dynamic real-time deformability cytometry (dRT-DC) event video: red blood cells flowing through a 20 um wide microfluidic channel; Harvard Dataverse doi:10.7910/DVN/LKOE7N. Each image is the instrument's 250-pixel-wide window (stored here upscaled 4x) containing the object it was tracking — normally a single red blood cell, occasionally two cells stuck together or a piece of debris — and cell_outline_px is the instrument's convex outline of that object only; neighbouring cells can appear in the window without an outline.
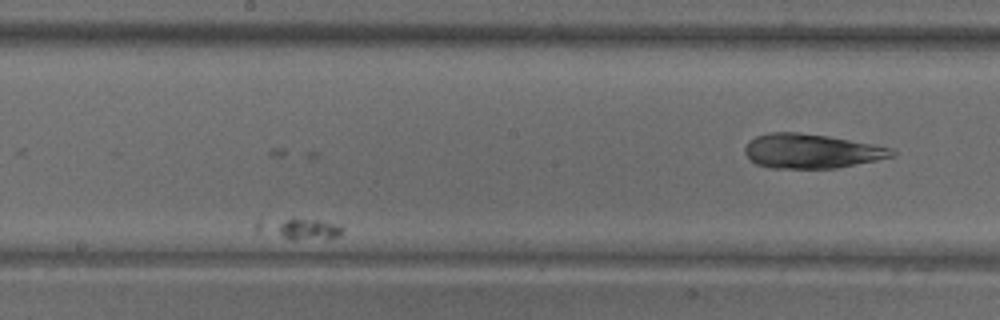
{"species": "common noctule bat (a hibernating species)", "species_latin": "Nyctalus noctula", "temperature_condition": "warm", "stored_images_in_passage": 52, "camera_frame_rate_fps": 3000, "um_per_image_px": 0.085, "animal": {"sex": "male", "body_mass_g": 18.8}, "frame": {"image": 1, "passage_image": 18, "time_ms": 5.667, "image_size_px": [1000, 320], "cell_outline_px": [[344, 228], [336, 236], [292, 240], [256, 232], [256, 220], [316, 220], [340, 224]], "centroid_in_image_um": [25.35, 19.45], "position_along_channel_um": 222.8, "area_um2": 10.06}}